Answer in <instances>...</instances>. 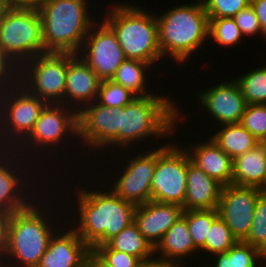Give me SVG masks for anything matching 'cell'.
<instances>
[{"label": "cell", "instance_id": "cell-1", "mask_svg": "<svg viewBox=\"0 0 266 267\" xmlns=\"http://www.w3.org/2000/svg\"><path fill=\"white\" fill-rule=\"evenodd\" d=\"M77 190L75 188L74 199L77 204L75 221L71 219L66 221L77 234L81 237L82 241L86 243L92 250L98 246L107 244L113 239L120 231L134 221V212L136 205L128 202L119 196H116L110 189L106 191L97 187L89 189L85 186ZM88 188V189H87ZM78 218H77V217ZM71 222V223H69ZM75 222V223H74ZM75 224V225H74Z\"/></svg>", "mask_w": 266, "mask_h": 267}, {"label": "cell", "instance_id": "cell-2", "mask_svg": "<svg viewBox=\"0 0 266 267\" xmlns=\"http://www.w3.org/2000/svg\"><path fill=\"white\" fill-rule=\"evenodd\" d=\"M44 188L43 195L39 193L38 197L26 208L12 213L8 228V247L0 267H36L47 250L50 238L57 228L62 227V224L56 226L59 219L53 216L57 215L59 211L53 212L52 207L50 208L52 205L50 203L48 205L46 201V197L50 200L56 191L53 194H50L52 191H49V196L46 193L47 183ZM40 195L46 199L44 200ZM44 201H46L45 205H43ZM46 205L49 207L48 209H45ZM50 209L52 213L49 212Z\"/></svg>", "mask_w": 266, "mask_h": 267}, {"label": "cell", "instance_id": "cell-3", "mask_svg": "<svg viewBox=\"0 0 266 267\" xmlns=\"http://www.w3.org/2000/svg\"><path fill=\"white\" fill-rule=\"evenodd\" d=\"M158 41L163 60L187 63L192 54L209 40V18L203 4L177 5L156 15ZM195 51V52H194Z\"/></svg>", "mask_w": 266, "mask_h": 267}, {"label": "cell", "instance_id": "cell-4", "mask_svg": "<svg viewBox=\"0 0 266 267\" xmlns=\"http://www.w3.org/2000/svg\"><path fill=\"white\" fill-rule=\"evenodd\" d=\"M87 1L46 0L38 8L46 52L79 53L88 32L97 20L92 14L93 10L88 7L91 3Z\"/></svg>", "mask_w": 266, "mask_h": 267}, {"label": "cell", "instance_id": "cell-5", "mask_svg": "<svg viewBox=\"0 0 266 267\" xmlns=\"http://www.w3.org/2000/svg\"><path fill=\"white\" fill-rule=\"evenodd\" d=\"M110 5L111 9L106 10L103 21L115 33L126 59L140 60L151 65L163 59L156 13H149L137 3L118 2Z\"/></svg>", "mask_w": 266, "mask_h": 267}, {"label": "cell", "instance_id": "cell-6", "mask_svg": "<svg viewBox=\"0 0 266 267\" xmlns=\"http://www.w3.org/2000/svg\"><path fill=\"white\" fill-rule=\"evenodd\" d=\"M169 97L164 92L163 96L156 92L151 96L137 97L123 107L120 113L119 148L125 146L126 150L150 136L160 140V137H168L173 131L175 133L181 112Z\"/></svg>", "mask_w": 266, "mask_h": 267}, {"label": "cell", "instance_id": "cell-7", "mask_svg": "<svg viewBox=\"0 0 266 267\" xmlns=\"http://www.w3.org/2000/svg\"><path fill=\"white\" fill-rule=\"evenodd\" d=\"M77 137H78L77 112L73 108L67 107L64 104H47L41 111L39 118L35 123L34 129L30 133V135L14 151L22 155L24 158L33 160V164L36 165V163H38L37 167L40 170L44 168L42 165L46 164L42 163L46 160L44 159L45 157L49 156L51 158L53 156H56L57 158V156H59L57 154H60L58 148L59 147L61 148L63 144H65L62 148L64 149L65 147L66 151V148H70L69 145L70 146L72 145L71 140L72 141L74 139L78 140ZM69 141L71 142L70 144L68 143ZM66 142L68 143V145L66 144ZM66 145L68 147H66ZM51 147L54 148L52 149ZM46 150H48L51 153L48 152L49 155L47 154L45 156ZM55 151L57 154L56 155L52 154ZM37 153H39L40 156L41 155L42 156L40 157L39 154ZM29 155L33 158H31Z\"/></svg>", "mask_w": 266, "mask_h": 267}, {"label": "cell", "instance_id": "cell-8", "mask_svg": "<svg viewBox=\"0 0 266 267\" xmlns=\"http://www.w3.org/2000/svg\"><path fill=\"white\" fill-rule=\"evenodd\" d=\"M0 46L18 68L47 53L38 9L4 6L0 12Z\"/></svg>", "mask_w": 266, "mask_h": 267}, {"label": "cell", "instance_id": "cell-9", "mask_svg": "<svg viewBox=\"0 0 266 267\" xmlns=\"http://www.w3.org/2000/svg\"><path fill=\"white\" fill-rule=\"evenodd\" d=\"M47 103L19 83L0 94V150L14 151L32 132Z\"/></svg>", "mask_w": 266, "mask_h": 267}, {"label": "cell", "instance_id": "cell-10", "mask_svg": "<svg viewBox=\"0 0 266 267\" xmlns=\"http://www.w3.org/2000/svg\"><path fill=\"white\" fill-rule=\"evenodd\" d=\"M32 163V160H28L27 158L24 159L22 155L15 151H0V210L13 213L26 208L36 197H38V192L42 193L44 191V189L42 190L43 182L46 181V183H50L48 179L51 177L47 178L44 175L45 172L42 170L39 171L37 169L38 167H36L37 165ZM40 173L42 174L40 175ZM35 176L37 180H40L41 177L45 180L40 184V181H37Z\"/></svg>", "mask_w": 266, "mask_h": 267}, {"label": "cell", "instance_id": "cell-11", "mask_svg": "<svg viewBox=\"0 0 266 267\" xmlns=\"http://www.w3.org/2000/svg\"><path fill=\"white\" fill-rule=\"evenodd\" d=\"M67 53L47 52L25 61L18 83L47 104H64Z\"/></svg>", "mask_w": 266, "mask_h": 267}, {"label": "cell", "instance_id": "cell-12", "mask_svg": "<svg viewBox=\"0 0 266 267\" xmlns=\"http://www.w3.org/2000/svg\"><path fill=\"white\" fill-rule=\"evenodd\" d=\"M171 142L156 146L151 200L182 207L186 196L188 152L182 145Z\"/></svg>", "mask_w": 266, "mask_h": 267}, {"label": "cell", "instance_id": "cell-13", "mask_svg": "<svg viewBox=\"0 0 266 267\" xmlns=\"http://www.w3.org/2000/svg\"><path fill=\"white\" fill-rule=\"evenodd\" d=\"M123 107L111 108L97 101L86 105L77 113L79 145H84L88 153L102 151L106 147H119L120 113ZM83 142V143H82ZM82 143V144H81ZM112 148H111V147ZM114 147V148H113Z\"/></svg>", "mask_w": 266, "mask_h": 267}, {"label": "cell", "instance_id": "cell-14", "mask_svg": "<svg viewBox=\"0 0 266 267\" xmlns=\"http://www.w3.org/2000/svg\"><path fill=\"white\" fill-rule=\"evenodd\" d=\"M78 55L101 81L111 80L126 59L115 33L103 20L92 25Z\"/></svg>", "mask_w": 266, "mask_h": 267}, {"label": "cell", "instance_id": "cell-15", "mask_svg": "<svg viewBox=\"0 0 266 267\" xmlns=\"http://www.w3.org/2000/svg\"><path fill=\"white\" fill-rule=\"evenodd\" d=\"M155 149V150H154ZM145 152L140 151L128 163L122 165V173L106 188L120 198L135 205H141L151 200V182L156 167V148ZM124 170V171H123Z\"/></svg>", "mask_w": 266, "mask_h": 267}, {"label": "cell", "instance_id": "cell-16", "mask_svg": "<svg viewBox=\"0 0 266 267\" xmlns=\"http://www.w3.org/2000/svg\"><path fill=\"white\" fill-rule=\"evenodd\" d=\"M262 192L251 186L229 184L222 187L217 210L237 241H244L249 234L256 202Z\"/></svg>", "mask_w": 266, "mask_h": 267}, {"label": "cell", "instance_id": "cell-17", "mask_svg": "<svg viewBox=\"0 0 266 267\" xmlns=\"http://www.w3.org/2000/svg\"><path fill=\"white\" fill-rule=\"evenodd\" d=\"M197 97L210 119L213 117L219 125L240 123L247 106L234 78L202 90Z\"/></svg>", "mask_w": 266, "mask_h": 267}, {"label": "cell", "instance_id": "cell-18", "mask_svg": "<svg viewBox=\"0 0 266 267\" xmlns=\"http://www.w3.org/2000/svg\"><path fill=\"white\" fill-rule=\"evenodd\" d=\"M101 80L78 55L67 53L66 87L64 105L77 113L97 100Z\"/></svg>", "mask_w": 266, "mask_h": 267}, {"label": "cell", "instance_id": "cell-19", "mask_svg": "<svg viewBox=\"0 0 266 267\" xmlns=\"http://www.w3.org/2000/svg\"><path fill=\"white\" fill-rule=\"evenodd\" d=\"M67 220L68 218L65 220L64 217V225L50 238L47 250L36 267L85 266L86 257L91 248L82 241L77 232L70 227L71 225L66 223ZM65 225L69 227L67 226L66 229Z\"/></svg>", "mask_w": 266, "mask_h": 267}, {"label": "cell", "instance_id": "cell-20", "mask_svg": "<svg viewBox=\"0 0 266 267\" xmlns=\"http://www.w3.org/2000/svg\"><path fill=\"white\" fill-rule=\"evenodd\" d=\"M177 204L148 201L136 205L134 222L144 238L155 247L168 229L183 215Z\"/></svg>", "mask_w": 266, "mask_h": 267}, {"label": "cell", "instance_id": "cell-21", "mask_svg": "<svg viewBox=\"0 0 266 267\" xmlns=\"http://www.w3.org/2000/svg\"><path fill=\"white\" fill-rule=\"evenodd\" d=\"M186 196L183 210L218 208L223 185L195 165L188 154Z\"/></svg>", "mask_w": 266, "mask_h": 267}, {"label": "cell", "instance_id": "cell-22", "mask_svg": "<svg viewBox=\"0 0 266 267\" xmlns=\"http://www.w3.org/2000/svg\"><path fill=\"white\" fill-rule=\"evenodd\" d=\"M191 161L223 186L232 184L233 160L209 137L204 142L183 145ZM187 147V148H186Z\"/></svg>", "mask_w": 266, "mask_h": 267}, {"label": "cell", "instance_id": "cell-23", "mask_svg": "<svg viewBox=\"0 0 266 267\" xmlns=\"http://www.w3.org/2000/svg\"><path fill=\"white\" fill-rule=\"evenodd\" d=\"M196 252L199 254L194 247L187 221L183 216L168 229L154 247L155 258L174 263L178 267H185L183 260L188 256H196Z\"/></svg>", "mask_w": 266, "mask_h": 267}, {"label": "cell", "instance_id": "cell-24", "mask_svg": "<svg viewBox=\"0 0 266 267\" xmlns=\"http://www.w3.org/2000/svg\"><path fill=\"white\" fill-rule=\"evenodd\" d=\"M266 181V147L256 145L233 159L232 184L262 188Z\"/></svg>", "mask_w": 266, "mask_h": 267}, {"label": "cell", "instance_id": "cell-25", "mask_svg": "<svg viewBox=\"0 0 266 267\" xmlns=\"http://www.w3.org/2000/svg\"><path fill=\"white\" fill-rule=\"evenodd\" d=\"M221 130L211 134L210 138L233 160L256 145L259 141L240 123L220 125Z\"/></svg>", "mask_w": 266, "mask_h": 267}, {"label": "cell", "instance_id": "cell-26", "mask_svg": "<svg viewBox=\"0 0 266 267\" xmlns=\"http://www.w3.org/2000/svg\"><path fill=\"white\" fill-rule=\"evenodd\" d=\"M151 67H153L151 64L140 60L125 59L111 80L130 90L137 97L151 96L156 94L153 91L150 92L151 89L147 87L149 83L146 82V73Z\"/></svg>", "mask_w": 266, "mask_h": 267}, {"label": "cell", "instance_id": "cell-27", "mask_svg": "<svg viewBox=\"0 0 266 267\" xmlns=\"http://www.w3.org/2000/svg\"><path fill=\"white\" fill-rule=\"evenodd\" d=\"M107 245L112 250L136 256L141 261L155 257L154 247L144 238L134 221L111 239Z\"/></svg>", "mask_w": 266, "mask_h": 267}, {"label": "cell", "instance_id": "cell-28", "mask_svg": "<svg viewBox=\"0 0 266 267\" xmlns=\"http://www.w3.org/2000/svg\"><path fill=\"white\" fill-rule=\"evenodd\" d=\"M262 256L259 249L238 241L227 252L210 256L214 258L210 264L212 267H259Z\"/></svg>", "mask_w": 266, "mask_h": 267}, {"label": "cell", "instance_id": "cell-29", "mask_svg": "<svg viewBox=\"0 0 266 267\" xmlns=\"http://www.w3.org/2000/svg\"><path fill=\"white\" fill-rule=\"evenodd\" d=\"M182 216L187 221L194 247L205 254L206 237L212 222L219 216L218 210H184Z\"/></svg>", "mask_w": 266, "mask_h": 267}, {"label": "cell", "instance_id": "cell-30", "mask_svg": "<svg viewBox=\"0 0 266 267\" xmlns=\"http://www.w3.org/2000/svg\"><path fill=\"white\" fill-rule=\"evenodd\" d=\"M235 81L247 104H266V66L251 69L238 76Z\"/></svg>", "mask_w": 266, "mask_h": 267}, {"label": "cell", "instance_id": "cell-31", "mask_svg": "<svg viewBox=\"0 0 266 267\" xmlns=\"http://www.w3.org/2000/svg\"><path fill=\"white\" fill-rule=\"evenodd\" d=\"M237 242L225 221L218 216L209 228L205 242V254L210 257L216 253L227 252Z\"/></svg>", "mask_w": 266, "mask_h": 267}, {"label": "cell", "instance_id": "cell-32", "mask_svg": "<svg viewBox=\"0 0 266 267\" xmlns=\"http://www.w3.org/2000/svg\"><path fill=\"white\" fill-rule=\"evenodd\" d=\"M241 30L232 17L209 19V39L222 47L240 43Z\"/></svg>", "mask_w": 266, "mask_h": 267}, {"label": "cell", "instance_id": "cell-33", "mask_svg": "<svg viewBox=\"0 0 266 267\" xmlns=\"http://www.w3.org/2000/svg\"><path fill=\"white\" fill-rule=\"evenodd\" d=\"M244 243L259 249L266 250V193L262 192L257 199L251 229Z\"/></svg>", "mask_w": 266, "mask_h": 267}, {"label": "cell", "instance_id": "cell-34", "mask_svg": "<svg viewBox=\"0 0 266 267\" xmlns=\"http://www.w3.org/2000/svg\"><path fill=\"white\" fill-rule=\"evenodd\" d=\"M137 96L113 80L100 82L97 102L111 108L124 107L131 103Z\"/></svg>", "mask_w": 266, "mask_h": 267}, {"label": "cell", "instance_id": "cell-35", "mask_svg": "<svg viewBox=\"0 0 266 267\" xmlns=\"http://www.w3.org/2000/svg\"><path fill=\"white\" fill-rule=\"evenodd\" d=\"M240 124L260 142L266 134V104H247Z\"/></svg>", "mask_w": 266, "mask_h": 267}, {"label": "cell", "instance_id": "cell-36", "mask_svg": "<svg viewBox=\"0 0 266 267\" xmlns=\"http://www.w3.org/2000/svg\"><path fill=\"white\" fill-rule=\"evenodd\" d=\"M251 4V0H209L205 10L209 19L234 17Z\"/></svg>", "mask_w": 266, "mask_h": 267}, {"label": "cell", "instance_id": "cell-37", "mask_svg": "<svg viewBox=\"0 0 266 267\" xmlns=\"http://www.w3.org/2000/svg\"><path fill=\"white\" fill-rule=\"evenodd\" d=\"M111 267H138L142 262L138 257L112 250L107 244L94 250Z\"/></svg>", "mask_w": 266, "mask_h": 267}, {"label": "cell", "instance_id": "cell-38", "mask_svg": "<svg viewBox=\"0 0 266 267\" xmlns=\"http://www.w3.org/2000/svg\"><path fill=\"white\" fill-rule=\"evenodd\" d=\"M233 19L235 20L237 26L241 30V33L243 34V36L253 37L258 34L262 36L264 39H266L263 36L259 20L251 4L245 9H242L239 13H237L233 17Z\"/></svg>", "mask_w": 266, "mask_h": 267}, {"label": "cell", "instance_id": "cell-39", "mask_svg": "<svg viewBox=\"0 0 266 267\" xmlns=\"http://www.w3.org/2000/svg\"><path fill=\"white\" fill-rule=\"evenodd\" d=\"M18 69L0 46V94L18 83Z\"/></svg>", "mask_w": 266, "mask_h": 267}, {"label": "cell", "instance_id": "cell-40", "mask_svg": "<svg viewBox=\"0 0 266 267\" xmlns=\"http://www.w3.org/2000/svg\"><path fill=\"white\" fill-rule=\"evenodd\" d=\"M12 213L0 210V263L3 261L8 247V228Z\"/></svg>", "mask_w": 266, "mask_h": 267}, {"label": "cell", "instance_id": "cell-41", "mask_svg": "<svg viewBox=\"0 0 266 267\" xmlns=\"http://www.w3.org/2000/svg\"><path fill=\"white\" fill-rule=\"evenodd\" d=\"M251 6L256 12L263 36L266 38V0H251Z\"/></svg>", "mask_w": 266, "mask_h": 267}, {"label": "cell", "instance_id": "cell-42", "mask_svg": "<svg viewBox=\"0 0 266 267\" xmlns=\"http://www.w3.org/2000/svg\"><path fill=\"white\" fill-rule=\"evenodd\" d=\"M4 6L15 8H36L38 9L46 0H3Z\"/></svg>", "mask_w": 266, "mask_h": 267}, {"label": "cell", "instance_id": "cell-43", "mask_svg": "<svg viewBox=\"0 0 266 267\" xmlns=\"http://www.w3.org/2000/svg\"><path fill=\"white\" fill-rule=\"evenodd\" d=\"M84 267H111L94 250H90L86 257Z\"/></svg>", "mask_w": 266, "mask_h": 267}, {"label": "cell", "instance_id": "cell-44", "mask_svg": "<svg viewBox=\"0 0 266 267\" xmlns=\"http://www.w3.org/2000/svg\"><path fill=\"white\" fill-rule=\"evenodd\" d=\"M138 267H178L176 264L161 260L158 258H152L147 261H142Z\"/></svg>", "mask_w": 266, "mask_h": 267}, {"label": "cell", "instance_id": "cell-45", "mask_svg": "<svg viewBox=\"0 0 266 267\" xmlns=\"http://www.w3.org/2000/svg\"><path fill=\"white\" fill-rule=\"evenodd\" d=\"M259 267H266V258L262 256Z\"/></svg>", "mask_w": 266, "mask_h": 267}, {"label": "cell", "instance_id": "cell-46", "mask_svg": "<svg viewBox=\"0 0 266 267\" xmlns=\"http://www.w3.org/2000/svg\"><path fill=\"white\" fill-rule=\"evenodd\" d=\"M259 143L266 147V134L264 135L263 139Z\"/></svg>", "mask_w": 266, "mask_h": 267}, {"label": "cell", "instance_id": "cell-47", "mask_svg": "<svg viewBox=\"0 0 266 267\" xmlns=\"http://www.w3.org/2000/svg\"><path fill=\"white\" fill-rule=\"evenodd\" d=\"M209 0H197L196 3L205 5Z\"/></svg>", "mask_w": 266, "mask_h": 267}, {"label": "cell", "instance_id": "cell-48", "mask_svg": "<svg viewBox=\"0 0 266 267\" xmlns=\"http://www.w3.org/2000/svg\"><path fill=\"white\" fill-rule=\"evenodd\" d=\"M4 7V1L3 0H0V12L2 10V8Z\"/></svg>", "mask_w": 266, "mask_h": 267}, {"label": "cell", "instance_id": "cell-49", "mask_svg": "<svg viewBox=\"0 0 266 267\" xmlns=\"http://www.w3.org/2000/svg\"><path fill=\"white\" fill-rule=\"evenodd\" d=\"M261 190L266 193V181H265V185L261 188Z\"/></svg>", "mask_w": 266, "mask_h": 267}, {"label": "cell", "instance_id": "cell-50", "mask_svg": "<svg viewBox=\"0 0 266 267\" xmlns=\"http://www.w3.org/2000/svg\"><path fill=\"white\" fill-rule=\"evenodd\" d=\"M263 257L266 258V250L263 252Z\"/></svg>", "mask_w": 266, "mask_h": 267}, {"label": "cell", "instance_id": "cell-51", "mask_svg": "<svg viewBox=\"0 0 266 267\" xmlns=\"http://www.w3.org/2000/svg\"><path fill=\"white\" fill-rule=\"evenodd\" d=\"M201 267H203L202 265H201ZM204 267H212L211 265H209V264H206V266H204Z\"/></svg>", "mask_w": 266, "mask_h": 267}]
</instances>
